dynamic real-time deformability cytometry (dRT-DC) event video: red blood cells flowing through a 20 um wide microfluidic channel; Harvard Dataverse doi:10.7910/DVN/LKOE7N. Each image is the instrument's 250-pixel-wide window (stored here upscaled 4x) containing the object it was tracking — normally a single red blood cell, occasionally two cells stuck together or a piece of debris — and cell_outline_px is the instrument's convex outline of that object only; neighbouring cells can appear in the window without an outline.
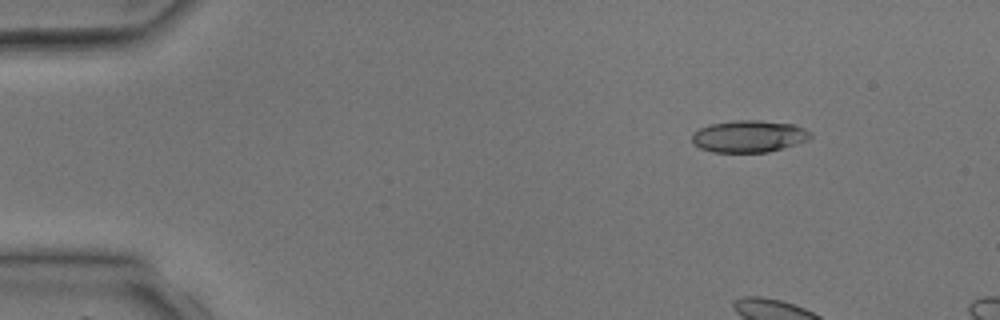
{"species": "common noctule bat (a hibernating species)", "species_latin": "Nyctalus noctula", "temperature_condition": "room temperature", "stored_images_in_passage": 4, "camera_frame_rate_fps": 3000, "um_per_image_px": 0.085, "animal": {"sex": "male", "body_mass_g": 17.9, "forearm_length_mm": 54.2}, "frame": {"image": 1, "passage_image": 2, "time_ms": 1.0, "image_size_px": [1000, 320], "cell_outline_px": [[812, 136], [808, 140], [768, 152], [712, 152], [700, 148], [692, 140], [692, 132], [708, 124], [736, 120], [760, 120], [796, 124], [812, 132]], "centroid_in_image_um": [63.67, 11.57], "position_along_channel_um": 21.3, "area_um2": 22.2}}